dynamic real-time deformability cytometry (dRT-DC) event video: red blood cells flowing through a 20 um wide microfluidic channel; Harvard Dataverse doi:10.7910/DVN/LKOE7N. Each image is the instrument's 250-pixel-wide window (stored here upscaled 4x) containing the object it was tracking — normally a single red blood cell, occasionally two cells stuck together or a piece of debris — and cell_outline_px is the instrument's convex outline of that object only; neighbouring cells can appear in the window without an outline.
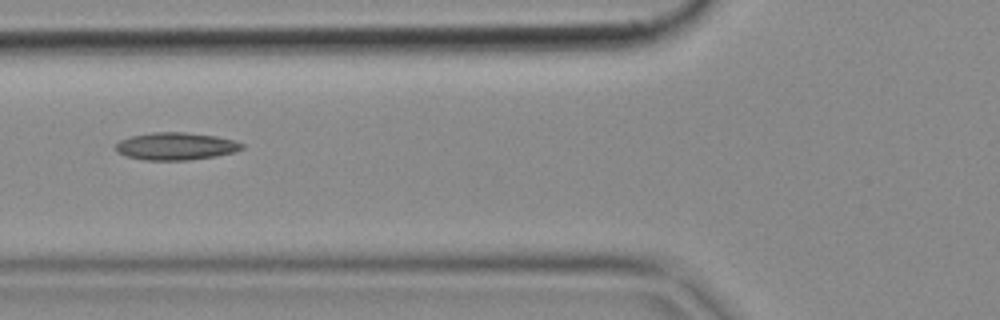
{"species": "common noctule bat (a hibernating species)", "species_latin": "Nyctalus noctula", "temperature_condition": "cold", "stored_images_in_passage": 5, "camera_frame_rate_fps": 3000, "um_per_image_px": 0.085, "animal": {"sex": "female", "body_mass_g": 18.4}, "frame": {"image": 1, "passage_image": 5, "time_ms": 1.333, "image_size_px": [1000, 320], "cell_outline_px": [[244, 148], [236, 152], [216, 156], [188, 160], [144, 160], [128, 156], [116, 152], [116, 144], [120, 140], [132, 136], [152, 132], [184, 132], [216, 136], [236, 140], [244, 144]], "centroid_in_image_um": [14.99, 12.43], "position_along_channel_um": 110.8, "area_um2": 20.29}}